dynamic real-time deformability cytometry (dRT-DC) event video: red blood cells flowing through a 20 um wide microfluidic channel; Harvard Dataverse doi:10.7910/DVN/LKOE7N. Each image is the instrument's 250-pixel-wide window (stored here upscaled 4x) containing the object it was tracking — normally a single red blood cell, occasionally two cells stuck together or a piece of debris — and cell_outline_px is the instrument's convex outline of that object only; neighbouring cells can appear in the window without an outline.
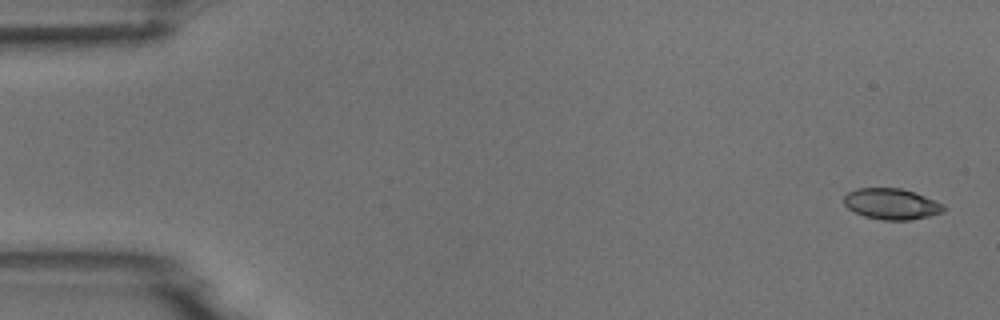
{"species": "common noctule bat (a hibernating species)", "species_latin": "Nyctalus noctula", "temperature_condition": "room temperature", "stored_images_in_passage": 5, "camera_frame_rate_fps": 3000, "um_per_image_px": 0.085, "animal": {"sex": "male", "body_mass_g": 18.8}, "frame": {"image": 1, "passage_image": 1, "time_ms": 0.0, "image_size_px": [1000, 320], "cell_outline_px": [[944, 212], [928, 216], [908, 220], [884, 220], [864, 216], [848, 208], [844, 204], [844, 196], [848, 192], [856, 188], [900, 188], [924, 196], [944, 204]], "centroid_in_image_um": [75.76, 17.33], "position_along_channel_um": 9.2, "area_um2": 17.8}}
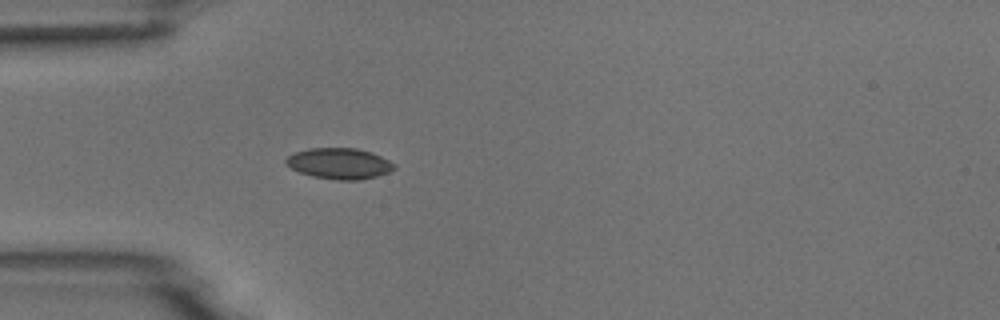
{"frame": {"image": 2, "passage_image": 5, "time_ms": 4.667, "image_size_px": [1000, 320], "cell_outline_px": [[396, 168], [388, 172], [376, 176], [360, 180], [336, 180], [312, 176], [300, 172], [292, 168], [284, 160], [288, 156], [296, 152], [308, 148], [356, 148], [372, 152], [396, 164]], "centroid_in_image_um": [28.87, 13.9], "position_along_channel_um": 56.1, "area_um2": 19.42}}